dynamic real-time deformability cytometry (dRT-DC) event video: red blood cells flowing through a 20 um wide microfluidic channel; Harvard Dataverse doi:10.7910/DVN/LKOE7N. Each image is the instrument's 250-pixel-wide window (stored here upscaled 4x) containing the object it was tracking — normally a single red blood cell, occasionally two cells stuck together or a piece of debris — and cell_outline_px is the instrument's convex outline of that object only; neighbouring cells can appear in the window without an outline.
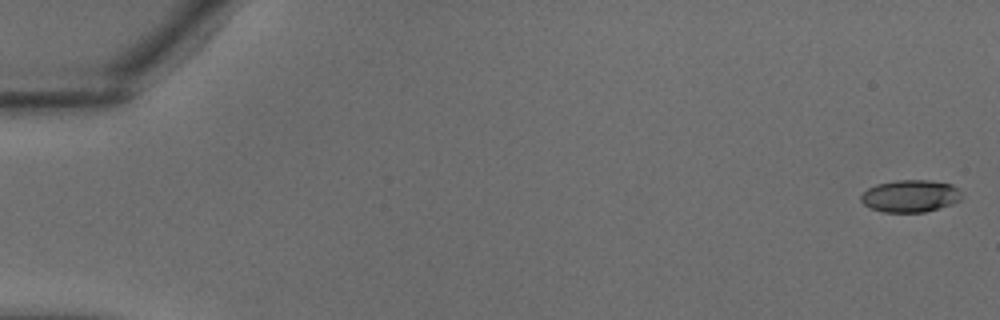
{"species": "common noctule bat (a hibernating species)", "species_latin": "Nyctalus noctula", "temperature_condition": "warm", "stored_images_in_passage": 37, "camera_frame_rate_fps": 3000, "um_per_image_px": 0.085, "animal": {"sex": "male", "body_mass_g": 18.8}, "frame": {"image": 1, "passage_image": 1, "time_ms": 0.0, "image_size_px": [1000, 320], "cell_outline_px": [[964, 196], [960, 200], [952, 204], [940, 208], [924, 212], [884, 212], [872, 208], [864, 204], [860, 200], [860, 196], [868, 188], [876, 184], [896, 180], [928, 180], [952, 184], [964, 192]], "centroid_in_image_um": [77.43, 16.65], "position_along_channel_um": 7.6, "area_um2": 19.13}}
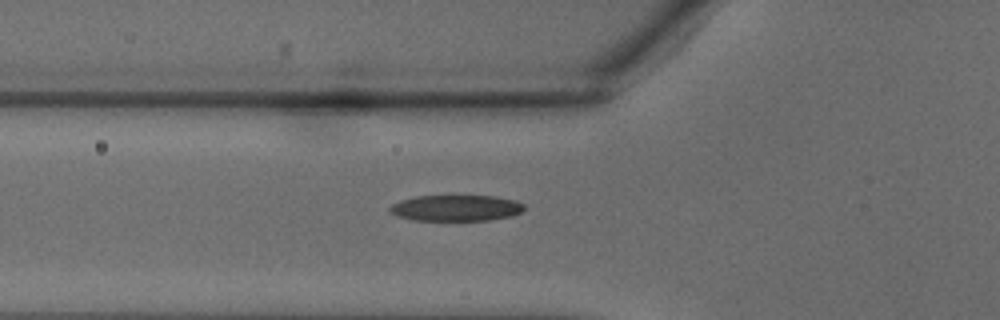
{"frame": {"image": 2, "passage_image": 14, "time_ms": 4.333, "image_size_px": [1000, 320], "cell_outline_px": [[524, 208], [520, 212], [512, 216], [488, 220], [412, 220], [388, 212], [388, 208], [392, 204], [400, 200], [416, 196], [496, 196], [516, 200], [524, 204]], "centroid_in_image_um": [38.76, 17.67], "position_along_channel_um": 87.0, "area_um2": 20.4}}
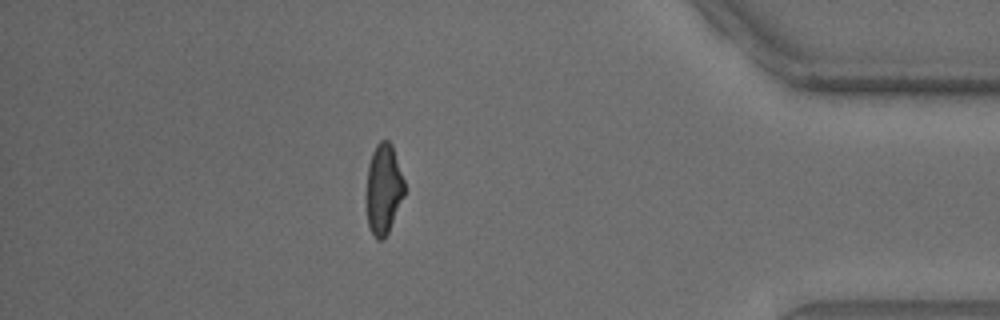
{"frame": {"image": 3, "passage_image": 33, "time_ms": 10.667, "image_size_px": [1000, 320], "cell_outline_px": [[404, 196], [388, 232], [384, 240], [376, 240], [368, 224], [368, 164], [372, 152], [376, 144], [380, 140], [388, 140], [392, 144], [404, 180]], "centroid_in_image_um": [32.62, 16.05], "position_along_channel_um": 402.6, "area_um2": 19.65}}